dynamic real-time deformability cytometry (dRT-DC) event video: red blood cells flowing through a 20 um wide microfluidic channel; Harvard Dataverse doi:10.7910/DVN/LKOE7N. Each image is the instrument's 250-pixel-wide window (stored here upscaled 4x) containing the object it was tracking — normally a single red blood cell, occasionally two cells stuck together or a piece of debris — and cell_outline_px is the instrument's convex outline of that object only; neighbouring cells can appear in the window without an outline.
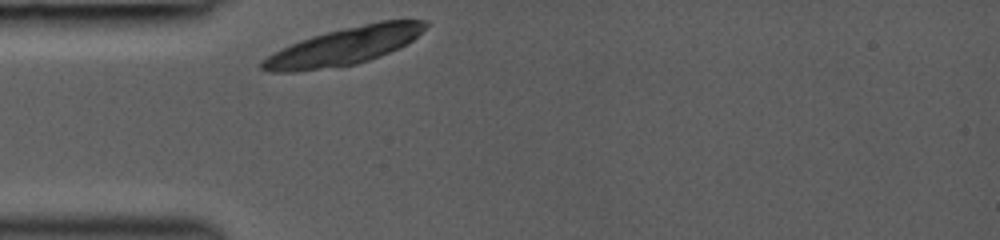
{"species": "common noctule bat (a hibernating species)", "species_latin": "Nyctalus noctula", "temperature_condition": "room temperature", "stored_images_in_passage": 2, "camera_frame_rate_fps": 3000, "um_per_image_px": 0.085, "animal": {"sex": "female", "body_mass_g": 19.0, "forearm_length_mm": 53.3}, "frame": {"image": 1, "passage_image": 1, "time_ms": 0.0, "image_size_px": [1000, 240], "cell_outline_px": [[428, 24], [412, 40], [388, 52], [368, 60], [356, 64], [296, 72], [268, 72], [260, 68], [260, 64], [268, 56], [300, 40], [312, 36], [344, 28], [380, 20], [428, 20]], "centroid_in_image_um": [29.23, 3.93], "position_along_channel_um": 55.8, "area_um2": 34.8}}